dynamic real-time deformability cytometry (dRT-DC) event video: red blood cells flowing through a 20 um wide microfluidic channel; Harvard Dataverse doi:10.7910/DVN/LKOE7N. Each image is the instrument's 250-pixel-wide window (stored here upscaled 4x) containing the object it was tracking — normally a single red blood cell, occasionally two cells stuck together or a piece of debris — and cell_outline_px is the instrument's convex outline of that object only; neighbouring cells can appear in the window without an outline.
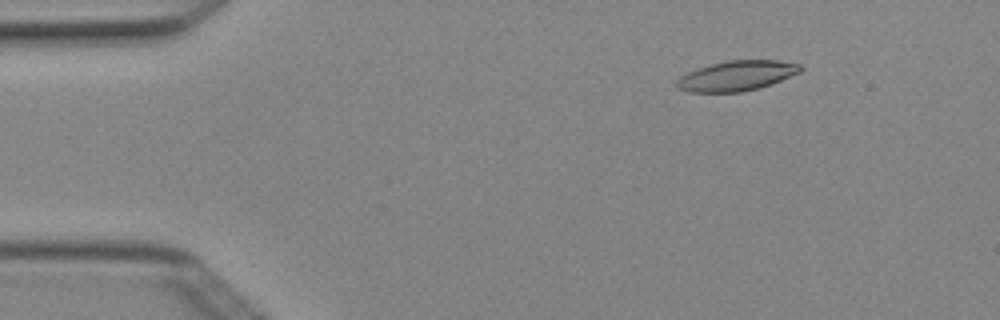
{"species": "Egyptian fruit bat (a non-hibernating species)", "species_latin": "Rousettus aegyptiacus", "temperature_condition": "cold", "stored_images_in_passage": 4, "camera_frame_rate_fps": 3000, "um_per_image_px": 0.085, "animal": {"sex": "female"}, "frame": {"image": 1, "passage_image": 2, "time_ms": 0.333, "image_size_px": [1000, 320], "cell_outline_px": [[804, 68], [800, 72], [780, 80], [756, 88], [740, 92], [688, 92], [676, 88], [676, 80], [680, 76], [696, 68], [728, 60], [776, 60], [800, 64]], "centroid_in_image_um": [62.57, 6.43], "position_along_channel_um": 22.4, "area_um2": 21.5}}